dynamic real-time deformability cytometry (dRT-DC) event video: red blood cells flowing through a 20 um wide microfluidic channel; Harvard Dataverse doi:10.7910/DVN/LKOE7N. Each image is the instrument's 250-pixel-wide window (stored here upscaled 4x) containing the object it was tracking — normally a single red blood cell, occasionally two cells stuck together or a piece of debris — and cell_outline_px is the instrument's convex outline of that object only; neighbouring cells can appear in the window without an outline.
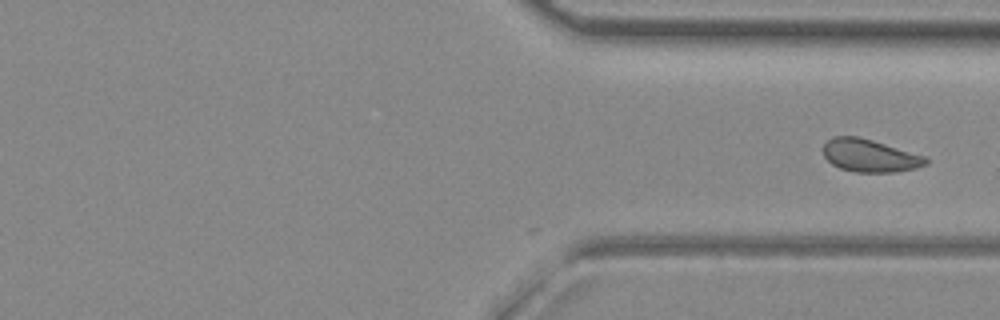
{"species": "common noctule bat (a hibernating species)", "species_latin": "Nyctalus noctula", "temperature_condition": "room temperature", "stored_images_in_passage": 24, "camera_frame_rate_fps": 3000, "um_per_image_px": 0.085, "animal": {"sex": "female", "body_mass_g": 29.2, "forearm_length_mm": 56.3}, "frame": {"image": 1, "passage_image": 24, "time_ms": 7.667, "image_size_px": [1000, 320], "cell_outline_px": [[928, 164], [916, 168], [896, 172], [856, 172], [840, 168], [832, 164], [824, 156], [824, 144], [832, 136], [856, 136], [872, 140], [924, 156], [928, 160]], "centroid_in_image_um": [73.92, 13.23], "position_along_channel_um": 337.5, "area_um2": 19.36}}